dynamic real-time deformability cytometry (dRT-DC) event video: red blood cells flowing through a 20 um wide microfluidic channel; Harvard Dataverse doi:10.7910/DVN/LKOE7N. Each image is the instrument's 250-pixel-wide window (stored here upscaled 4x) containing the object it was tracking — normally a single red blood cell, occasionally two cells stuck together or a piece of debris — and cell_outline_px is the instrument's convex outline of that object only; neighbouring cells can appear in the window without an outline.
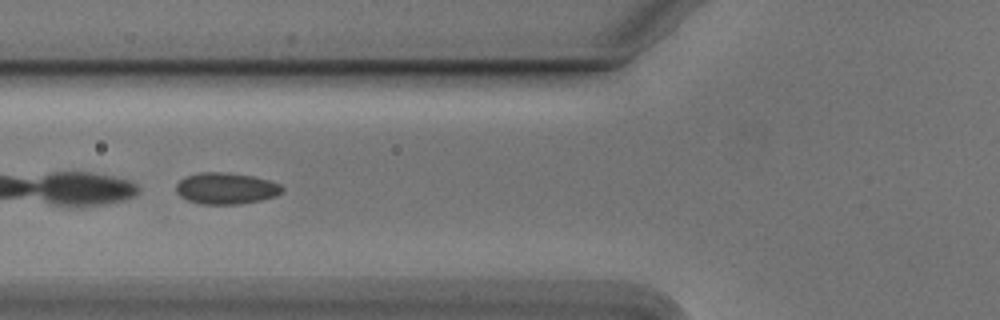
{"species": "Egyptian fruit bat (a non-hibernating species)", "species_latin": "Rousettus aegyptiacus", "temperature_condition": "cold", "stored_images_in_passage": 43, "camera_frame_rate_fps": 3000, "um_per_image_px": 0.085, "animal": {"sex": "male"}, "frame": {"image": 1, "passage_image": 11, "time_ms": 3.333, "image_size_px": [1000, 320], "cell_outline_px": [[284, 188], [276, 196], [260, 200], [240, 204], [200, 204], [188, 200], [180, 196], [176, 192], [176, 184], [180, 180], [188, 176], [200, 172], [224, 172], [252, 176], [268, 180], [280, 184]], "centroid_in_image_um": [19.2, 16.02], "position_along_channel_um": 106.6, "area_um2": 19.31}}
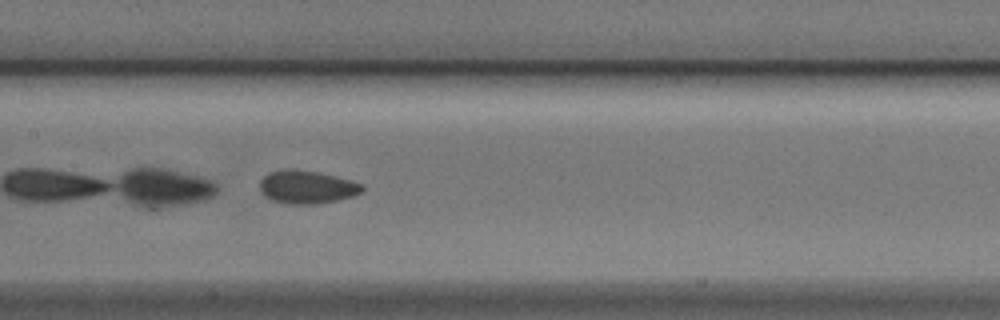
{"frame": {"image": 2, "passage_image": 17, "time_ms": 5.333, "image_size_px": [1000, 320], "cell_outline_px": [[364, 188], [360, 192], [352, 196], [336, 200], [316, 204], [284, 204], [272, 200], [264, 196], [260, 192], [260, 180], [268, 172], [284, 168], [292, 168], [316, 172], [364, 184]], "centroid_in_image_um": [26.01, 15.9], "position_along_channel_um": 181.4, "area_um2": 19.77}}
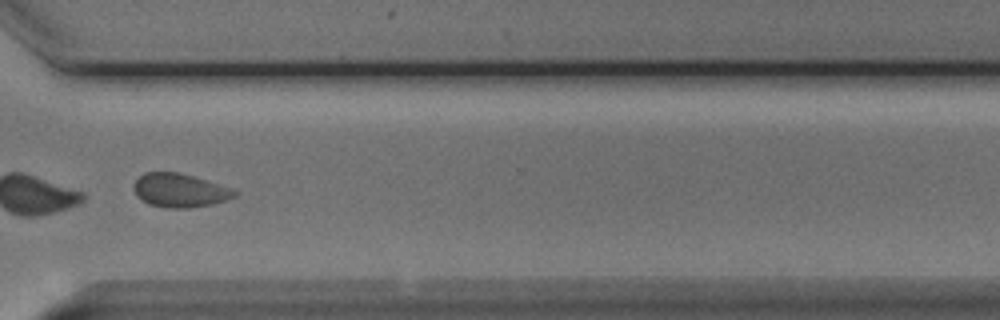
{"frame": {"image": 3, "passage_image": 31, "time_ms": 10.0, "image_size_px": [1000, 320], "cell_outline_px": [[240, 192], [236, 196], [212, 204], [188, 208], [168, 208], [148, 204], [136, 196], [132, 188], [132, 184], [144, 172], [176, 172], [208, 180], [232, 188]], "centroid_in_image_um": [15.26, 16.18], "position_along_channel_um": 355.3, "area_um2": 19.94}, "authors_computed_cell_mechanics": {"area_um2": 20.23, "velocity_mm_per_s": 3.7272, "shape_relaxation_time_tau1_ms": 2.9311, "shape_relaxation_time_tau2_ms": 1.9111, "deformation_change_tau1": 0.0329, "deformation_change_tau2": 0.0483}}